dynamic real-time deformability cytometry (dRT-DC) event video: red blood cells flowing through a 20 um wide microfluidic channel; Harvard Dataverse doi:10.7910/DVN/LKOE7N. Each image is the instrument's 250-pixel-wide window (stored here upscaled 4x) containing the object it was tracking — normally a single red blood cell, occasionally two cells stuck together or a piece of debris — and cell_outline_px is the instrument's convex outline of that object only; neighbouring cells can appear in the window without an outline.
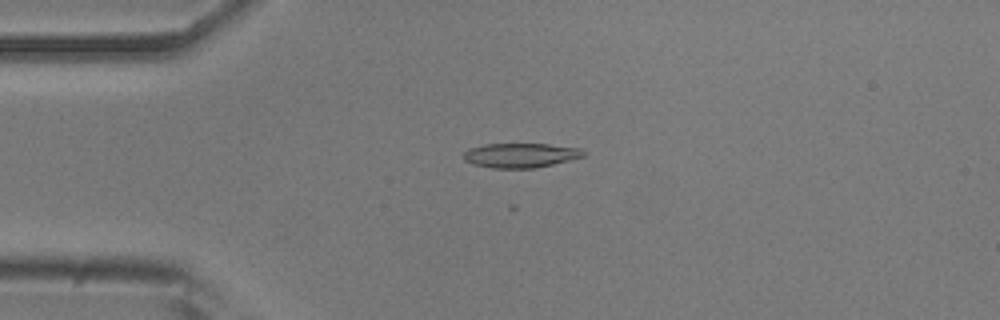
{"species": "common noctule bat (a hibernating species)", "species_latin": "Nyctalus noctula", "temperature_condition": "room temperature", "stored_images_in_passage": 49, "camera_frame_rate_fps": 3000, "um_per_image_px": 0.085, "animal": {"sex": "male", "body_mass_g": 20.5, "forearm_length_mm": 52.5}, "frame": {"image": 1, "passage_image": 8, "time_ms": 2.333, "image_size_px": [1000, 320], "cell_outline_px": [[584, 156], [536, 168], [492, 168], [472, 164], [464, 160], [464, 152], [468, 148], [484, 144], [548, 144], [580, 148], [584, 152]], "centroid_in_image_um": [44.2, 13.2], "position_along_channel_um": 40.8, "area_um2": 17.05}}
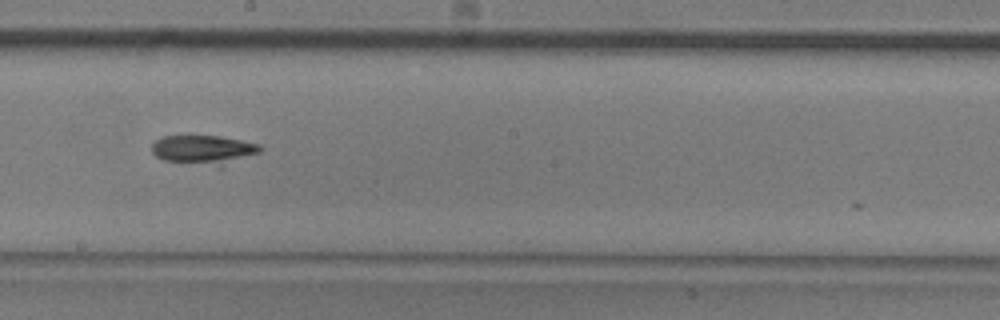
{"frame": {"image": 2, "passage_image": 25, "time_ms": 8.0, "image_size_px": [1000, 320], "cell_outline_px": [[260, 152], [220, 168], [164, 160], [156, 156], [152, 152], [152, 144], [160, 136], [216, 136], [240, 140], [260, 144]], "centroid_in_image_um": [17.31, 12.75], "position_along_channel_um": 230.9, "area_um2": 18.61}}
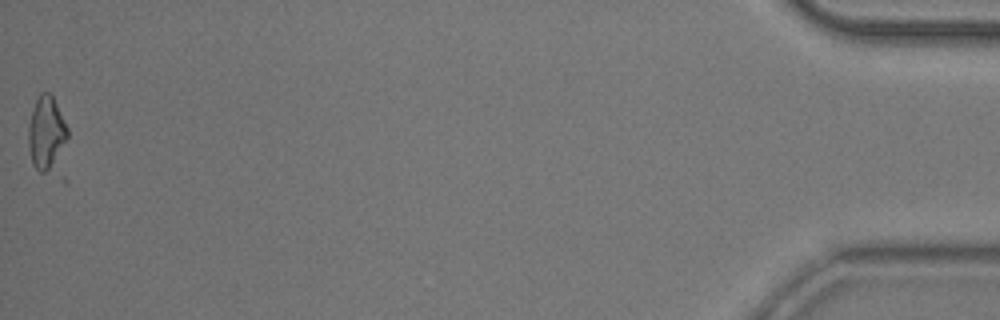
{"frame": {"image": 3, "passage_image": 49, "time_ms": 16.0, "image_size_px": [1000, 320], "cell_outline_px": [[68, 184], [64, 184], [40, 172], [32, 164], [28, 144], [28, 128], [32, 112], [36, 100], [40, 92], [48, 92], [52, 96], [68, 128]], "centroid_in_image_um": [4.15, 11.82], "position_along_channel_um": 431.1, "area_um2": 20.06}}